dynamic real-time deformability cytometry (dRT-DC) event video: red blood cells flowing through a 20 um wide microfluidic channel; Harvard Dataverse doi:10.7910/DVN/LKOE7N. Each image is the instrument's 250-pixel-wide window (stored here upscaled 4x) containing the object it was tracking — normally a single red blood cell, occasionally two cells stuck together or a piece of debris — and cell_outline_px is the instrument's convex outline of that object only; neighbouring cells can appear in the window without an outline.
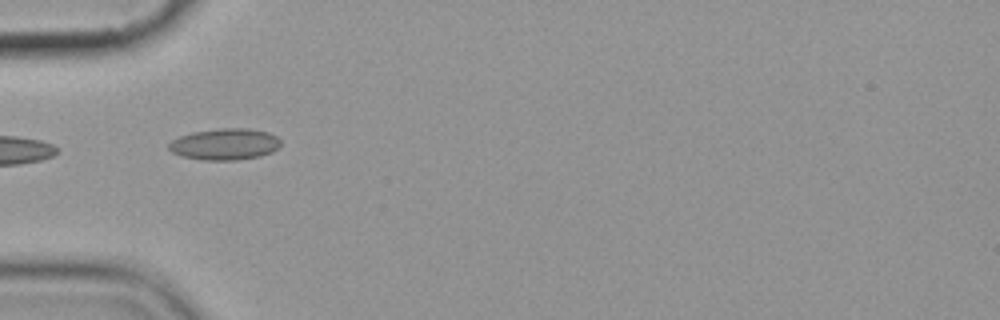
{"species": "common noctule bat (a hibernating species)", "species_latin": "Nyctalus noctula", "temperature_condition": "cold", "stored_images_in_passage": 9, "camera_frame_rate_fps": 3000, "um_per_image_px": 0.085, "animal": {"sex": "female", "body_mass_g": 19.9}, "frame": {"image": 1, "passage_image": 6, "time_ms": 5.667, "image_size_px": [1000, 320], "cell_outline_px": [[280, 144], [272, 152], [260, 156], [236, 160], [200, 160], [180, 156], [172, 152], [168, 148], [168, 144], [172, 140], [180, 136], [192, 132], [220, 128], [248, 128], [268, 132], [276, 136], [280, 140]], "centroid_in_image_um": [19.08, 12.26], "position_along_channel_um": 65.9, "area_um2": 20.58}}
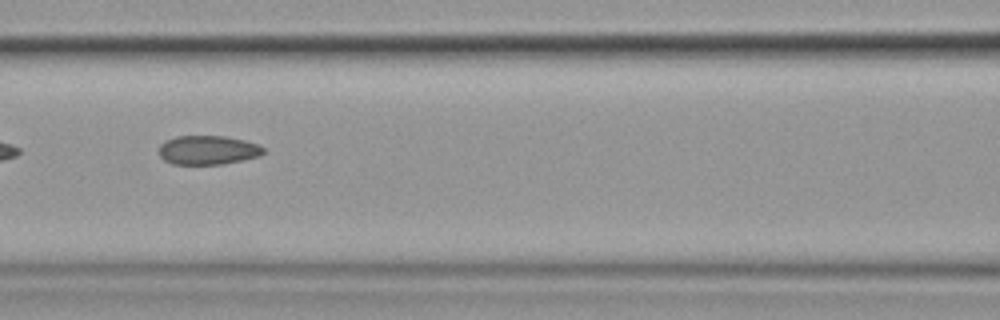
{"frame": {"image": 2, "passage_image": 8, "time_ms": 8.0, "image_size_px": [1000, 320], "cell_outline_px": [[264, 152], [260, 156], [224, 164], [172, 164], [164, 160], [160, 156], [160, 144], [164, 140], [176, 136], [224, 136], [244, 140], [260, 144], [264, 148]], "centroid_in_image_um": [17.68, 12.75], "position_along_channel_um": 148.9, "area_um2": 17.8}}
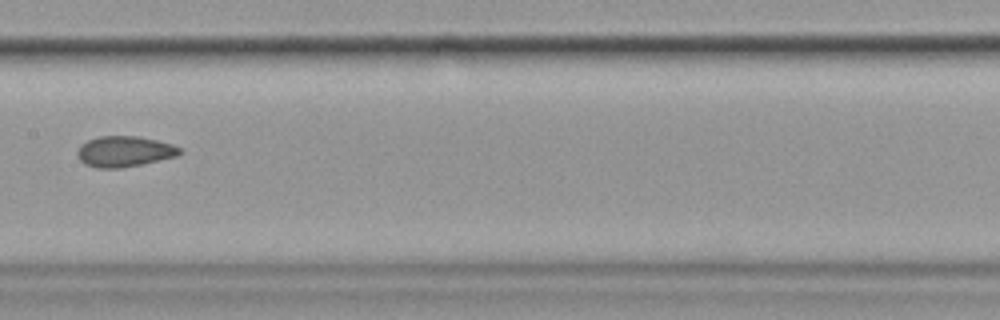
{"frame": {"image": 3, "passage_image": 9, "time_ms": 9.333, "image_size_px": [1000, 320], "cell_outline_px": [[184, 152], [176, 156], [140, 164], [120, 168], [96, 168], [84, 164], [76, 156], [76, 152], [80, 144], [88, 140], [100, 136], [140, 136], [172, 144], [180, 148]], "centroid_in_image_um": [10.54, 12.87], "position_along_channel_um": 196.9, "area_um2": 18.38}}